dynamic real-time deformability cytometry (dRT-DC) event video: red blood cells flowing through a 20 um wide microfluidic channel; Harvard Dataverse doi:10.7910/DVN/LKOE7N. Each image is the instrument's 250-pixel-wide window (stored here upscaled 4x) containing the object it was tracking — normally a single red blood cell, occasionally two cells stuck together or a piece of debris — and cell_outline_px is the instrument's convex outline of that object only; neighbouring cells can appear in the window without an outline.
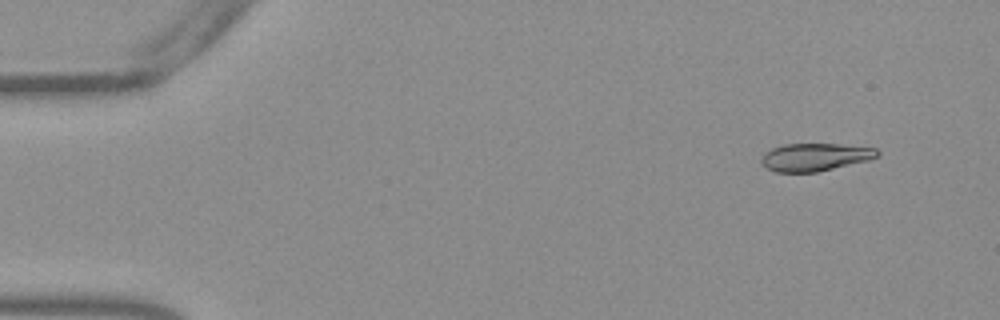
{"species": "Egyptian fruit bat (a non-hibernating species)", "species_latin": "Rousettus aegyptiacus", "temperature_condition": "warm", "stored_images_in_passage": 54, "camera_frame_rate_fps": 3000, "um_per_image_px": 0.085, "frame": {"image": 1, "passage_image": 5, "time_ms": 1.333, "image_size_px": [1000, 320], "cell_outline_px": [[880, 156], [868, 160], [816, 172], [776, 172], [768, 168], [760, 160], [764, 152], [772, 148], [784, 144], [840, 144], [876, 148], [880, 152]], "centroid_in_image_um": [69.29, 13.34], "position_along_channel_um": 15.7, "area_um2": 18.67}}
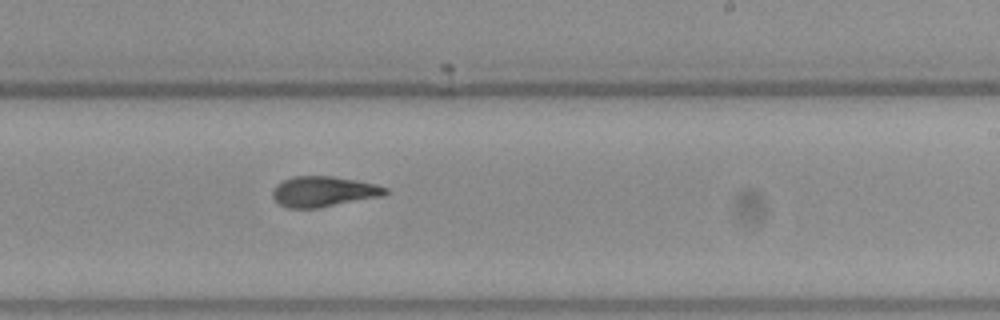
{"frame": {"image": 2, "passage_image": 33, "time_ms": 10.667, "image_size_px": [1000, 320], "cell_outline_px": [[388, 192], [384, 196], [320, 208], [288, 208], [280, 204], [272, 196], [272, 188], [276, 184], [292, 176], [332, 176], [356, 180], [376, 184], [388, 188]], "centroid_in_image_um": [27.51, 16.28], "position_along_channel_um": 261.5, "area_um2": 20.23}}
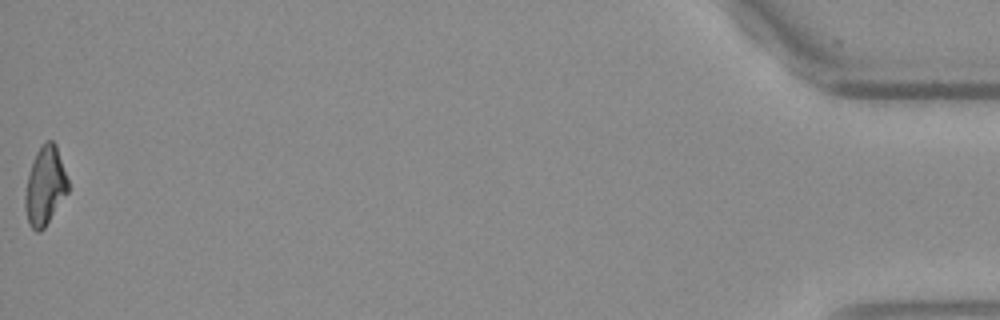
{"frame": {"image": 3, "passage_image": 54, "time_ms": 17.667, "image_size_px": [1000, 320], "cell_outline_px": [[68, 192], [44, 228], [40, 232], [36, 232], [28, 224], [24, 208], [24, 196], [28, 176], [36, 152], [44, 140], [52, 140], [56, 144], [68, 180]], "centroid_in_image_um": [3.82, 15.81], "position_along_channel_um": 431.4, "area_um2": 19.65}, "authors_computed_cell_mechanics": {"area_um2": 20.0566, "velocity_mm_per_s": 3.8166, "shape_relaxation_time_tau1_ms": null, "shape_relaxation_time_tau2_ms": 3.1983, "deformation_change_tau1": null, "deformation_change_tau2": 0.0785}}